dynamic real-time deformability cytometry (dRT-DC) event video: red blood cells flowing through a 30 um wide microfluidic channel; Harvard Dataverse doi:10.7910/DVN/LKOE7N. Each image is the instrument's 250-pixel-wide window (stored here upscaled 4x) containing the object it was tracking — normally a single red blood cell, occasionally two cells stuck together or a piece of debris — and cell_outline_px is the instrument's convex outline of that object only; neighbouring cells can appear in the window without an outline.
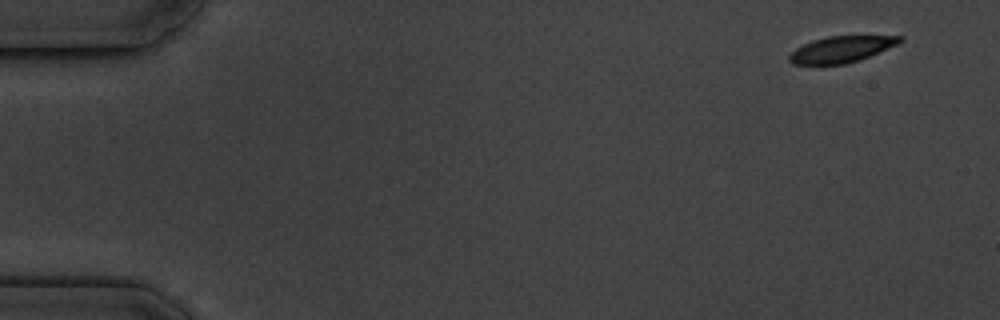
{"species": "common noctule bat (a hibernating species)", "species_latin": "Nyctalus noctula", "temperature_condition": "cold", "stored_images_in_passage": 5, "camera_frame_rate_fps": 3000, "um_per_image_px": 0.085, "animal": {"sex": "male", "body_mass_g": 19.5, "forearm_length_mm": 54.6}, "frame": {"image": 1, "passage_image": 1, "time_ms": 0.0, "image_size_px": [1000, 320], "cell_outline_px": [[904, 40], [896, 44], [868, 56], [844, 64], [792, 64], [788, 60], [788, 56], [796, 48], [812, 40], [828, 36], [904, 36]], "centroid_in_image_um": [71.47, 4.18], "position_along_channel_um": 13.5, "area_um2": 16.53}}
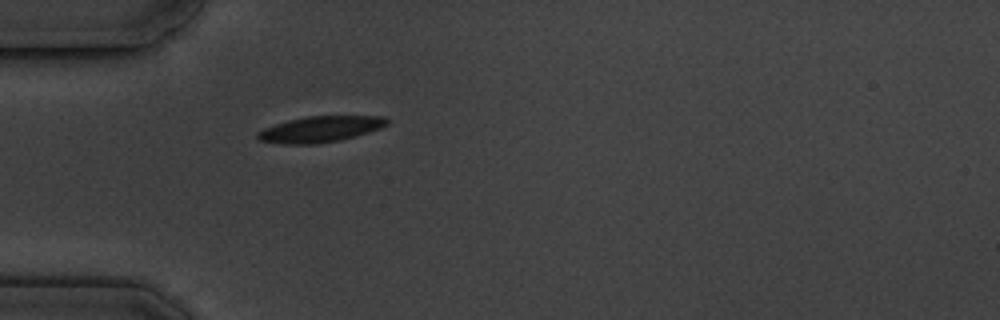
{"frame": {"image": 2, "passage_image": 5, "time_ms": 4.667, "image_size_px": [1000, 320], "cell_outline_px": [[388, 124], [380, 128], [368, 132], [340, 140], [316, 144], [284, 144], [256, 140], [256, 132], [264, 128], [288, 120], [308, 116], [384, 116], [388, 120]], "centroid_in_image_um": [27.18, 10.98], "position_along_channel_um": 57.8, "area_um2": 19.54}}